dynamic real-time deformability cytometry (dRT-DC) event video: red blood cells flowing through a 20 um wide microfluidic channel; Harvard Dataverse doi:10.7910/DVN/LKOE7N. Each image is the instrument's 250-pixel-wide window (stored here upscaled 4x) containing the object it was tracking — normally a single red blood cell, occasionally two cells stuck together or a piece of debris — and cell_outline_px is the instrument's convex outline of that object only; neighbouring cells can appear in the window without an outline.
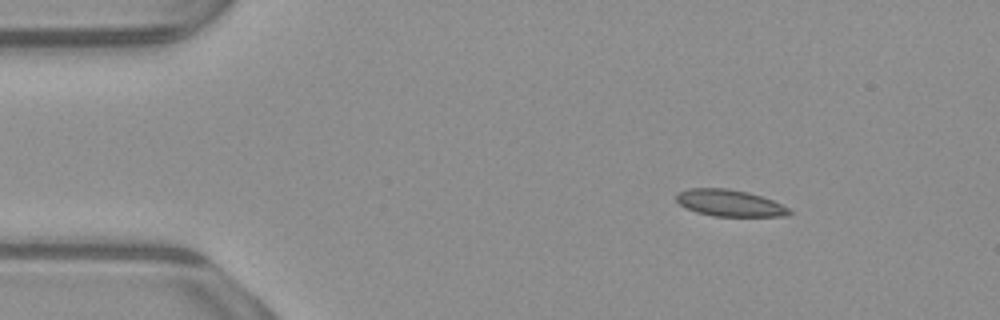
{"species": "common noctule bat (a hibernating species)", "species_latin": "Nyctalus noctula", "temperature_condition": "warm", "stored_images_in_passage": 8, "camera_frame_rate_fps": 3000, "um_per_image_px": 0.085, "animal": {"sex": "male", "body_mass_g": 23.1, "forearm_length_mm": 52.7}, "frame": {"image": 1, "passage_image": 1, "time_ms": 0.0, "image_size_px": [1000, 320], "cell_outline_px": [[792, 212], [788, 216], [712, 216], [696, 212], [680, 204], [676, 200], [676, 192], [688, 188], [728, 188], [748, 192], [772, 200], [788, 208]], "centroid_in_image_um": [61.99, 17.25], "position_along_channel_um": 23.0, "area_um2": 17.51}}